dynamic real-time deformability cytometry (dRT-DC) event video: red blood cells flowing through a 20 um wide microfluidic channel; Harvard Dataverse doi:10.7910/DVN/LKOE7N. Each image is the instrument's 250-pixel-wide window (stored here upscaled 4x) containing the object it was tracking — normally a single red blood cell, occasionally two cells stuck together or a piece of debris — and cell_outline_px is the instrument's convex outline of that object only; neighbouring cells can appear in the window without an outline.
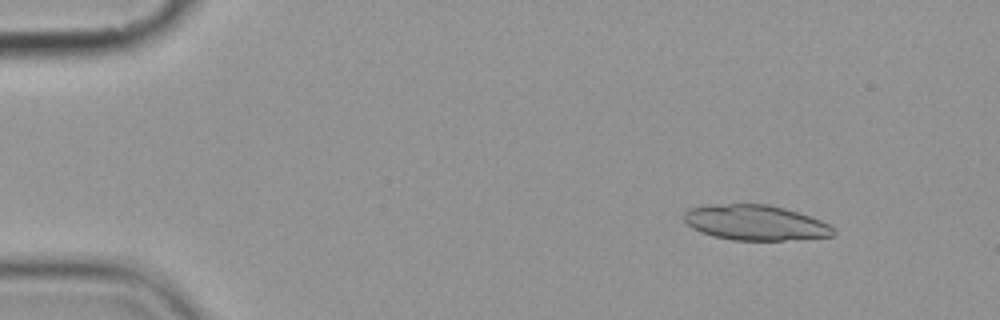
{"species": "common noctule bat (a hibernating species)", "species_latin": "Nyctalus noctula", "temperature_condition": "cold", "stored_images_in_passage": 5, "camera_frame_rate_fps": 3000, "um_per_image_px": 0.085, "animal": {"sex": "female", "body_mass_g": 19.9}, "frame": {"image": 1, "passage_image": 2, "time_ms": 1.333, "image_size_px": [1000, 320], "cell_outline_px": [[836, 232], [832, 236], [784, 240], [732, 240], [712, 236], [692, 228], [684, 220], [684, 212], [688, 208], [704, 204], [768, 204], [784, 208], [820, 220], [828, 224]], "centroid_in_image_um": [64.14, 18.91], "position_along_channel_um": 20.9, "area_um2": 30.63}}